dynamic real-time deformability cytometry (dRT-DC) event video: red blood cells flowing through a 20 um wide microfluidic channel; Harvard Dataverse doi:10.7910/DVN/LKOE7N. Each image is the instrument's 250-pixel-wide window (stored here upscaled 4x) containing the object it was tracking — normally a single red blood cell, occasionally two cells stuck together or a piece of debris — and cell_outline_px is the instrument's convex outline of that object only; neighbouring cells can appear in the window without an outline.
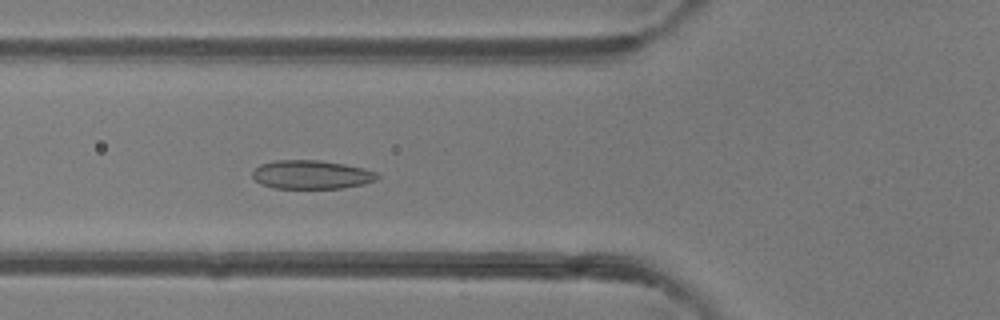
{"species": "common noctule bat (a hibernating species)", "species_latin": "Nyctalus noctula", "temperature_condition": "room temperature", "stored_images_in_passage": 38, "camera_frame_rate_fps": 3000, "um_per_image_px": 0.085, "animal": {"sex": "female"}, "frame": {"image": 1, "passage_image": 8, "time_ms": 2.333, "image_size_px": [1000, 320], "cell_outline_px": [[380, 176], [376, 180], [364, 184], [344, 188], [272, 188], [260, 184], [252, 176], [252, 172], [260, 164], [276, 160], [320, 160], [344, 164], [364, 168], [376, 172]], "centroid_in_image_um": [26.48, 14.84], "position_along_channel_um": 99.3, "area_um2": 20.98}}
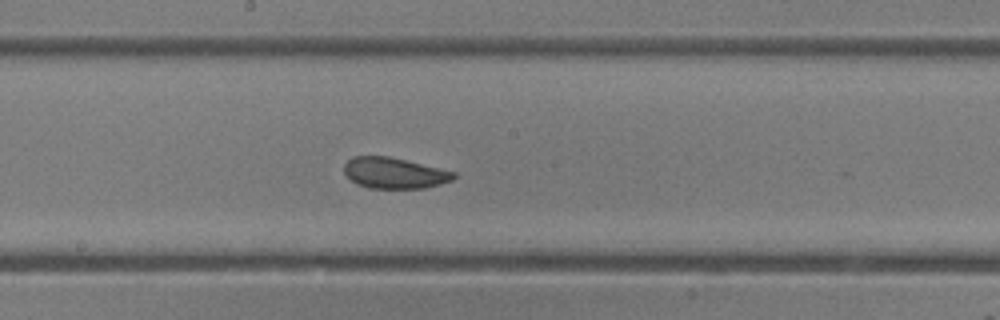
{"frame": {"image": 2, "passage_image": 16, "time_ms": 5.0, "image_size_px": [1000, 320], "cell_outline_px": [[456, 176], [452, 180], [440, 184], [424, 188], [368, 188], [356, 184], [344, 172], [344, 164], [352, 156], [388, 156], [456, 172]], "centroid_in_image_um": [33.5, 14.71], "position_along_channel_um": 214.7, "area_um2": 19.65}}
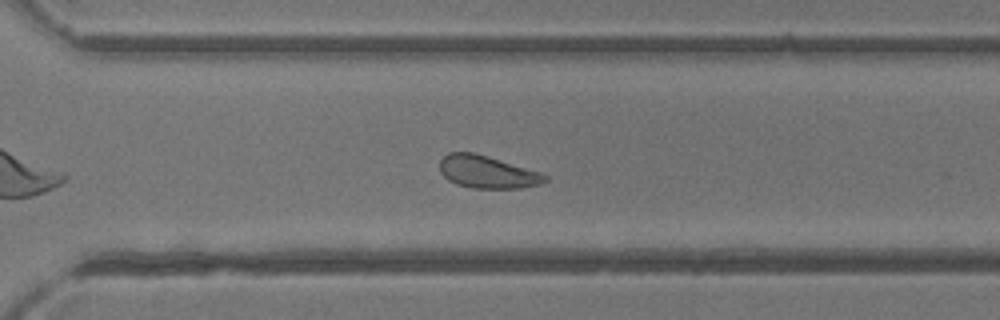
{"frame": {"image": 3, "passage_image": 24, "time_ms": 7.667, "image_size_px": [1000, 320], "cell_outline_px": [[548, 180], [540, 184], [520, 188], [472, 188], [456, 184], [448, 180], [440, 172], [440, 160], [448, 152], [476, 152], [544, 172], [548, 176]], "centroid_in_image_um": [41.46, 14.6], "position_along_channel_um": 329.1, "area_um2": 20.4}, "authors_computed_cell_mechanics": {"area_um2": 20.9236, "velocity_mm_per_s": 4.3063, "shape_relaxation_time_tau1_ms": 4.2797, "shape_relaxation_time_tau2_ms": 1.3262, "deformation_change_tau1": 0.0978, "deformation_change_tau2": 0.0563}}